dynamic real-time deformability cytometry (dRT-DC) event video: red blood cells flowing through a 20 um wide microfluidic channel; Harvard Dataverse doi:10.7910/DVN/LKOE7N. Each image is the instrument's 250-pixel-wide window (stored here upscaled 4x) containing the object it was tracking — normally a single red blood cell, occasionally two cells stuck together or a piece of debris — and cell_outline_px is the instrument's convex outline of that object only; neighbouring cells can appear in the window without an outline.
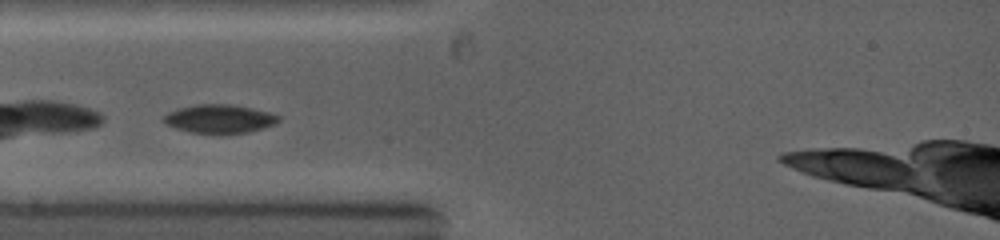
{"species": "common noctule bat (a hibernating species)", "species_latin": "Nyctalus noctula", "temperature_condition": "warm", "stored_images_in_passage": 6, "camera_frame_rate_fps": 5000, "um_per_image_px": 0.085, "animal": {"sex": "female", "body_mass_g": 19.0, "forearm_length_mm": 53.3}, "frame": {"image": 1, "passage_image": 2, "time_ms": 0.4, "image_size_px": [1000, 240], "cell_outline_px": [[280, 120], [272, 124], [248, 132], [220, 136], [192, 132], [176, 128], [160, 120], [168, 112], [176, 108], [196, 104], [232, 104], [252, 108], [268, 112], [280, 116]], "centroid_in_image_um": [18.61, 10.11], "position_along_channel_um": 66.4, "area_um2": 19.48}}